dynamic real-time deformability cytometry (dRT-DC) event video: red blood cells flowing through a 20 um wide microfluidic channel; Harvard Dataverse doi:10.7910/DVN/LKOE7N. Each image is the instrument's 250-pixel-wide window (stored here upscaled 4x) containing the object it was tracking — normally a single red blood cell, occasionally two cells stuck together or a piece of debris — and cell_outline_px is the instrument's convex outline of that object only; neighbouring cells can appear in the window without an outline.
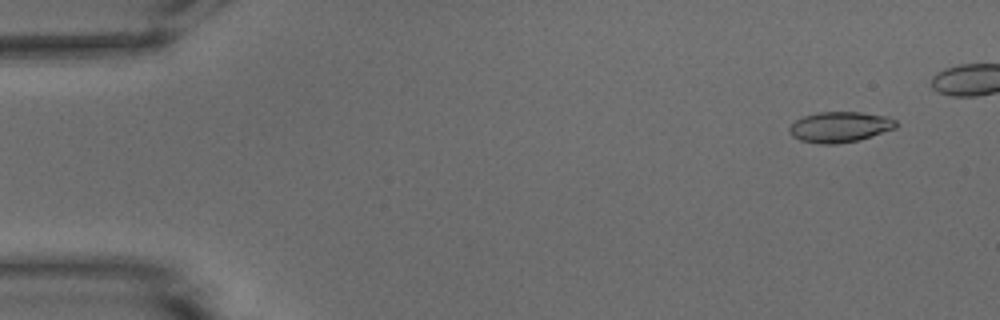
{"species": "common noctule bat (a hibernating species)", "species_latin": "Nyctalus noctula", "temperature_condition": "warm", "stored_images_in_passage": 44, "camera_frame_rate_fps": 3000, "um_per_image_px": 0.085, "animal": {"sex": "male", "body_mass_g": 15.6}, "frame": {"image": 1, "passage_image": 4, "time_ms": 1.0, "image_size_px": [1000, 320], "cell_outline_px": [[896, 128], [860, 140], [836, 144], [820, 144], [800, 140], [792, 136], [788, 128], [796, 120], [804, 116], [816, 112], [860, 112], [888, 116], [896, 120]], "centroid_in_image_um": [71.4, 10.79], "position_along_channel_um": 13.6, "area_um2": 19.07}}
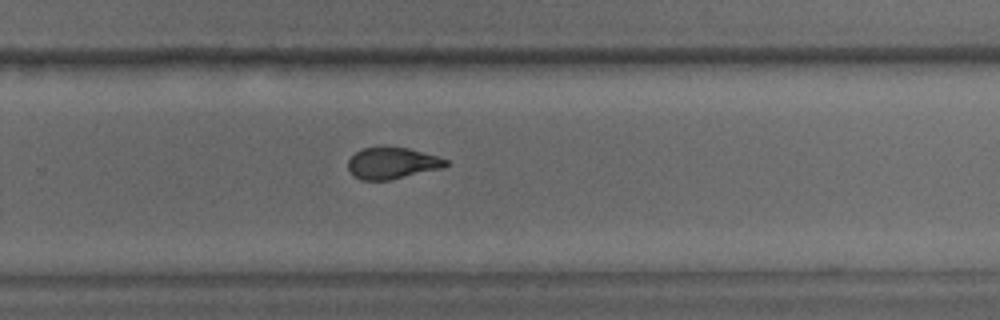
{"frame": {"image": 2, "passage_image": 35, "time_ms": 11.333, "image_size_px": [1000, 320], "cell_outline_px": [[448, 164], [444, 168], [392, 180], [360, 180], [352, 176], [348, 168], [348, 160], [360, 148], [380, 144], [408, 148], [436, 156], [448, 160]], "centroid_in_image_um": [33.3, 13.85], "position_along_channel_um": 296.5, "area_um2": 18.61}}
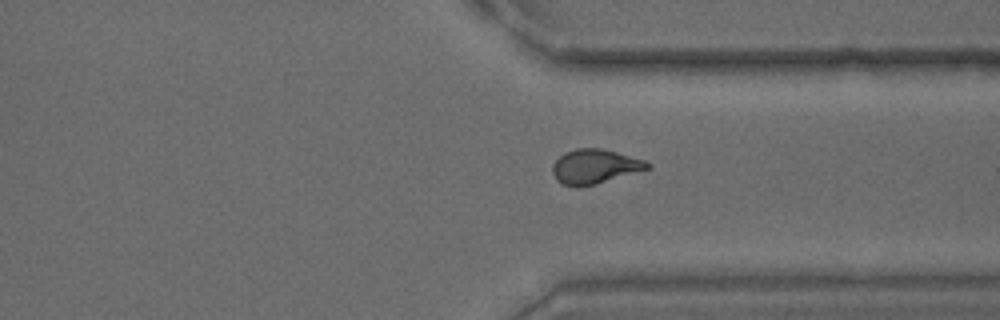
{"frame": {"image": 3, "passage_image": 40, "time_ms": 13.0, "image_size_px": [1000, 320], "cell_outline_px": [[652, 168], [596, 184], [576, 188], [564, 184], [556, 180], [552, 172], [552, 164], [564, 152], [576, 148], [600, 148], [616, 152], [644, 160], [652, 164]], "centroid_in_image_um": [50.55, 14.16], "position_along_channel_um": 360.8, "area_um2": 19.19}}